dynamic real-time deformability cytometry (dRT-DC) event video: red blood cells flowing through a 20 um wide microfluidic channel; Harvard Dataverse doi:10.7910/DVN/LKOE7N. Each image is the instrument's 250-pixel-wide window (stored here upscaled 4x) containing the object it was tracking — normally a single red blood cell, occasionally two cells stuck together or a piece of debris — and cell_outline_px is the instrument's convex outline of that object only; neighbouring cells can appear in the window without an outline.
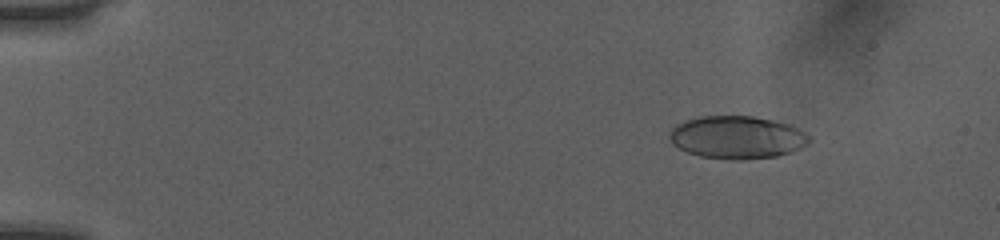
{"species": "human", "species_latin": "Homo sapiens", "temperature_condition": "room temperature", "stored_images_in_passage": 51, "camera_frame_rate_fps": 3000, "um_per_image_px": 0.085, "donor": {"sex": "female"}, "frame": {"image": 1, "passage_image": 7, "time_ms": 2.0, "image_size_px": [1000, 240], "cell_outline_px": [[812, 140], [808, 144], [792, 152], [776, 156], [700, 156], [688, 152], [672, 144], [668, 136], [672, 128], [676, 124], [684, 120], [700, 116], [752, 116], [772, 120], [788, 124], [804, 132]], "centroid_in_image_um": [62.63, 11.61], "position_along_channel_um": 22.4, "area_um2": 33.64}}
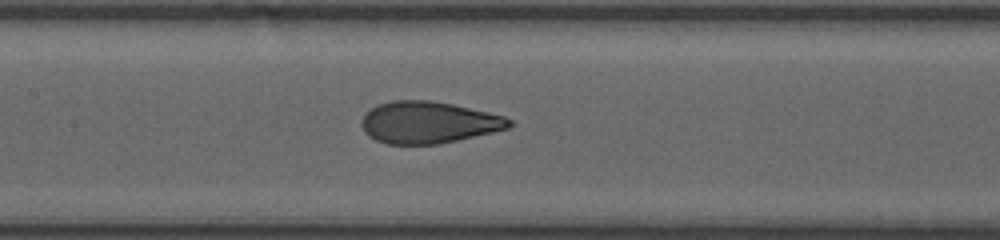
{"frame": {"image": 2, "passage_image": 26, "time_ms": 8.333, "image_size_px": [1000, 240], "cell_outline_px": [[512, 124], [508, 128], [492, 132], [440, 144], [388, 144], [376, 140], [368, 136], [364, 132], [360, 124], [360, 120], [376, 104], [392, 100], [428, 100], [452, 104], [488, 112], [504, 116], [512, 120]], "centroid_in_image_um": [36.38, 10.4], "position_along_channel_um": 171.0, "area_um2": 35.95}}
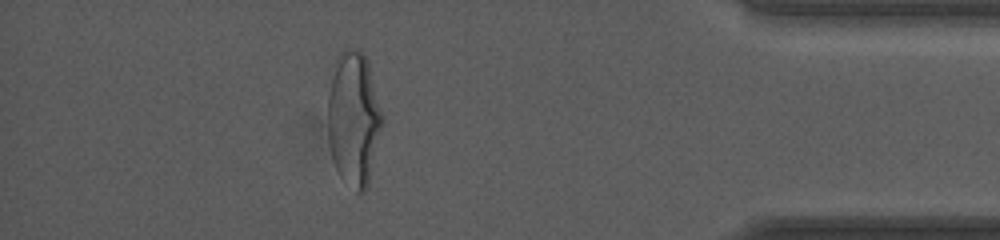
{"frame": {"image": 3, "passage_image": 46, "time_ms": 15.0, "image_size_px": [1000, 240], "cell_outline_px": [[384, 120], [368, 184], [364, 192], [356, 192], [340, 176], [336, 168], [332, 156], [328, 136], [328, 96], [336, 60], [340, 52], [344, 48], [360, 48], [368, 60], [384, 116]], "centroid_in_image_um": [30.09, 10.05], "position_along_channel_um": 405.1, "area_um2": 42.83}, "authors_computed_cell_mechanics": {"area_um2": 36.0672, "velocity_mm_per_s": 4.0546, "shape_relaxation_time_tau1_ms": 4.7911, "shape_relaxation_time_tau2_ms": 0.5958, "deformation_change_tau1": 0.1944, "deformation_change_tau2": 0.0664}}